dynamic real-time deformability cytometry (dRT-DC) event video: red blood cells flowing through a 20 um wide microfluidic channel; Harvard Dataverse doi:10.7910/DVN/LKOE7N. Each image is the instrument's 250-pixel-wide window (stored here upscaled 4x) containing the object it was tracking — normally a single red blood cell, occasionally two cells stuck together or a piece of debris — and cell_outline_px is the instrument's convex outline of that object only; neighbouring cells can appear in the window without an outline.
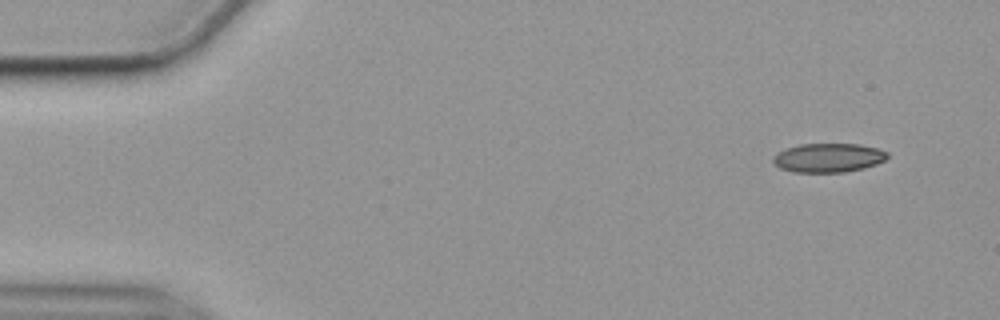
{"species": "common noctule bat (a hibernating species)", "species_latin": "Nyctalus noctula", "temperature_condition": "cold", "stored_images_in_passage": 53, "camera_frame_rate_fps": 3000, "um_per_image_px": 0.085, "animal": {"sex": "female", "body_mass_g": 19.9}, "frame": {"image": 1, "passage_image": 1, "time_ms": 0.0, "image_size_px": [1000, 320], "cell_outline_px": [[888, 156], [884, 160], [876, 164], [864, 168], [844, 172], [792, 172], [780, 168], [772, 164], [772, 156], [776, 152], [784, 148], [800, 144], [860, 144], [880, 148], [888, 152]], "centroid_in_image_um": [70.37, 13.4], "position_along_channel_um": 14.6, "area_um2": 19.65}}
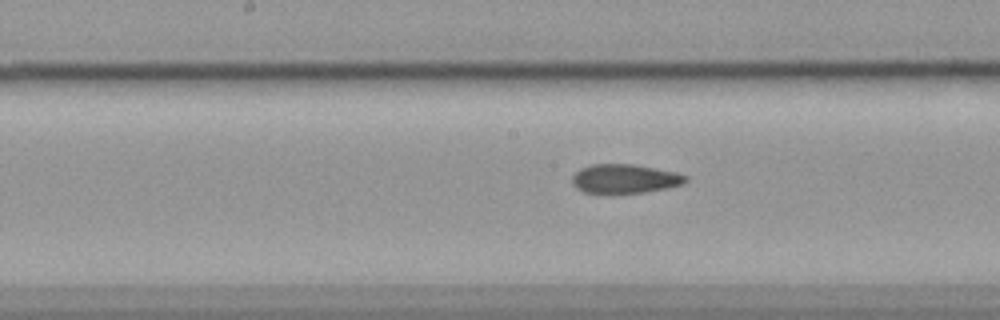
{"frame": {"image": 2, "passage_image": 25, "time_ms": 8.0, "image_size_px": [1000, 320], "cell_outline_px": [[688, 180], [684, 184], [668, 188], [644, 192], [584, 192], [576, 188], [572, 184], [572, 176], [580, 168], [592, 164], [632, 164], [676, 172], [688, 176]], "centroid_in_image_um": [53.12, 15.18], "position_along_channel_um": 195.1, "area_um2": 19.07}}
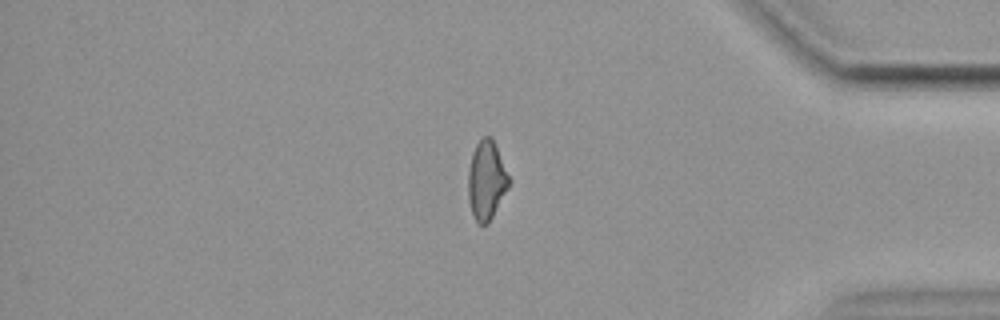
{"frame": {"image": 3, "passage_image": 44, "time_ms": 14.333, "image_size_px": [1000, 320], "cell_outline_px": [[512, 180], [508, 188], [488, 224], [480, 224], [476, 220], [472, 212], [468, 196], [468, 168], [472, 152], [476, 144], [484, 136], [492, 136]], "centroid_in_image_um": [41.37, 15.28], "position_along_channel_um": 393.8, "area_um2": 18.9}, "authors_computed_cell_mechanics": {"area_um2": 19.652, "velocity_mm_per_s": 3.5584, "shape_relaxation_time_tau1_ms": null, "shape_relaxation_time_tau2_ms": 4.7347, "deformation_change_tau1": null, "deformation_change_tau2": 0.1001}}